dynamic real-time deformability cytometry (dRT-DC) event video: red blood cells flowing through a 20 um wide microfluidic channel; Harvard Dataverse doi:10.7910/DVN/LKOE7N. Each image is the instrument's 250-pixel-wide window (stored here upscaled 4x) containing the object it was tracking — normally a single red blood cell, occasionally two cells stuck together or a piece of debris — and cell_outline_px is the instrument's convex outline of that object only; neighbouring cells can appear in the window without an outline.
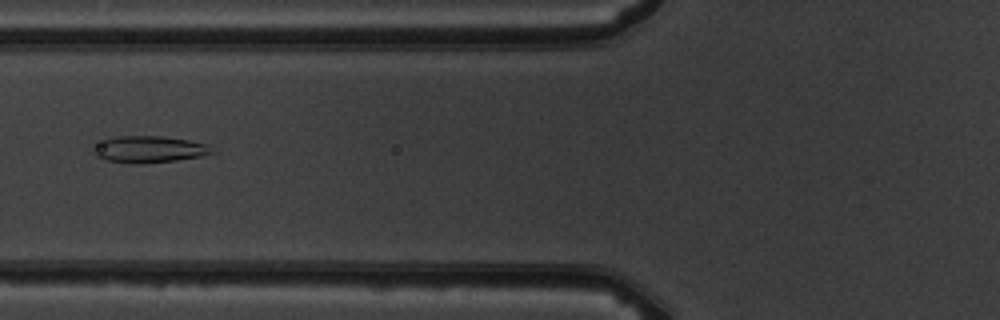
{"species": "common noctule bat (a hibernating species)", "species_latin": "Nyctalus noctula", "temperature_condition": "warm", "stored_images_in_passage": 2, "camera_frame_rate_fps": 3000, "um_per_image_px": 0.085, "animal": {"sex": "male", "body_mass_g": 19.5, "forearm_length_mm": 54.6}, "frame": {"image": 1, "passage_image": 2, "time_ms": 1.0, "image_size_px": [1000, 320], "cell_outline_px": [[216, 152], [200, 156], [176, 160], [104, 160], [96, 156], [92, 152], [92, 148], [104, 140], [116, 136], [160, 136], [188, 140], [208, 144]], "centroid_in_image_um": [12.71, 12.63], "position_along_channel_um": 113.1, "area_um2": 17.34}}